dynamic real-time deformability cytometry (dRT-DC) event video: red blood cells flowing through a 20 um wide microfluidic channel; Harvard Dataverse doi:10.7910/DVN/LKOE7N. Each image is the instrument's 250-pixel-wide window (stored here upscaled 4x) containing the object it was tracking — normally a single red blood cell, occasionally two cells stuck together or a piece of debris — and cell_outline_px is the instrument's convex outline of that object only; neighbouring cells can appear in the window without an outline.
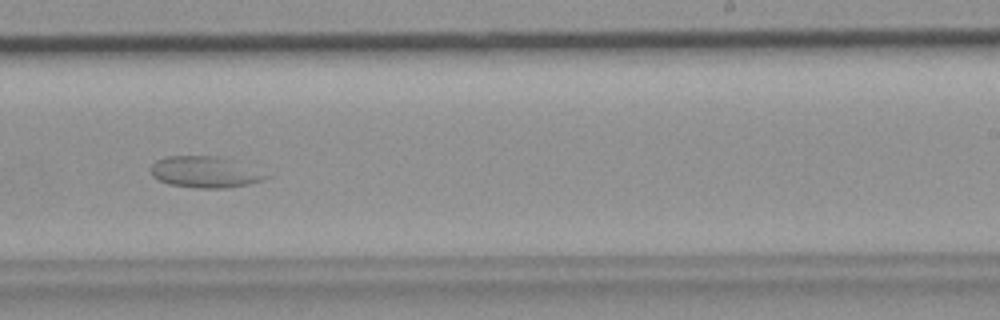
{"species": "common noctule bat (a hibernating species)", "species_latin": "Nyctalus noctula", "temperature_condition": "room temperature", "stored_images_in_passage": 49, "camera_frame_rate_fps": 3000, "um_per_image_px": 0.085, "animal": {"sex": "female", "body_mass_g": 19.9}, "frame": {"image": 1, "passage_image": 30, "time_ms": 9.667, "image_size_px": [1000, 320], "cell_outline_px": [[268, 176], [260, 180], [248, 184], [224, 188], [200, 188], [168, 184], [152, 176], [152, 164], [156, 160], [164, 156], [216, 156], [228, 160]], "centroid_in_image_um": [17.27, 14.63], "position_along_channel_um": 271.7, "area_um2": 20.06}}
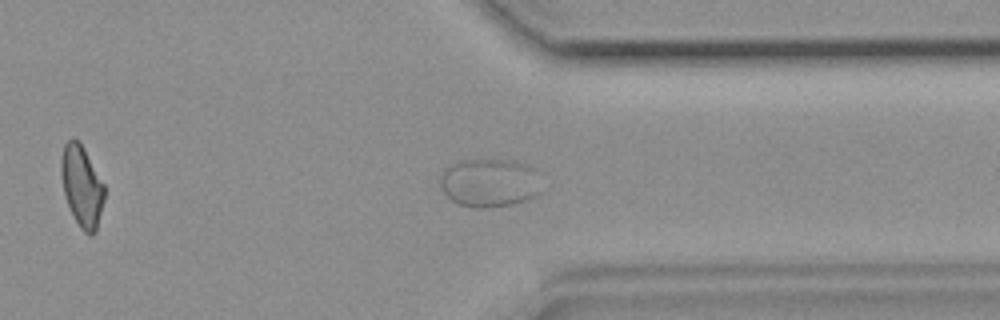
{"frame": {"image": 2, "passage_image": 37, "time_ms": 12.0, "image_size_px": [1000, 320], "cell_outline_px": [[544, 192], [528, 200], [512, 204], [488, 208], [472, 208], [460, 204], [452, 200], [444, 192], [440, 184], [440, 172], [448, 164], [460, 160], [508, 160], [524, 164], [536, 168]], "centroid_in_image_um": [41.64, 15.54], "position_along_channel_um": 369.8, "area_um2": 29.3}}
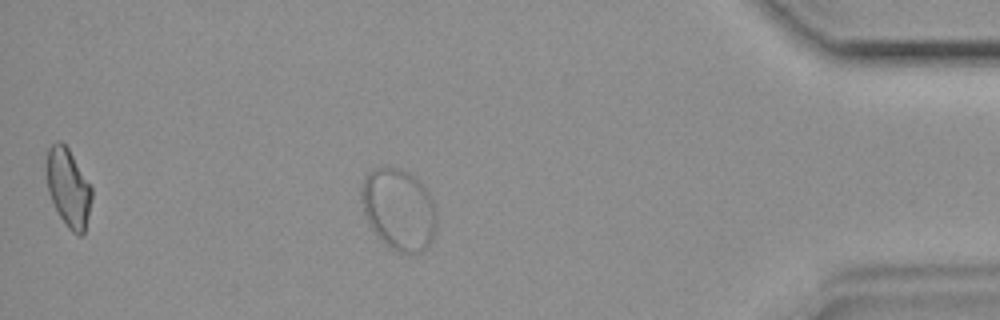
{"frame": {"image": 3, "passage_image": 42, "time_ms": 13.667, "image_size_px": [1000, 320], "cell_outline_px": [[436, 228], [432, 240], [420, 252], [396, 252], [388, 248], [372, 228], [364, 212], [364, 180], [376, 168], [396, 168], [412, 176], [424, 188], [432, 200], [436, 216]], "centroid_in_image_um": [33.93, 17.86], "position_along_channel_um": 401.3, "area_um2": 34.22}}